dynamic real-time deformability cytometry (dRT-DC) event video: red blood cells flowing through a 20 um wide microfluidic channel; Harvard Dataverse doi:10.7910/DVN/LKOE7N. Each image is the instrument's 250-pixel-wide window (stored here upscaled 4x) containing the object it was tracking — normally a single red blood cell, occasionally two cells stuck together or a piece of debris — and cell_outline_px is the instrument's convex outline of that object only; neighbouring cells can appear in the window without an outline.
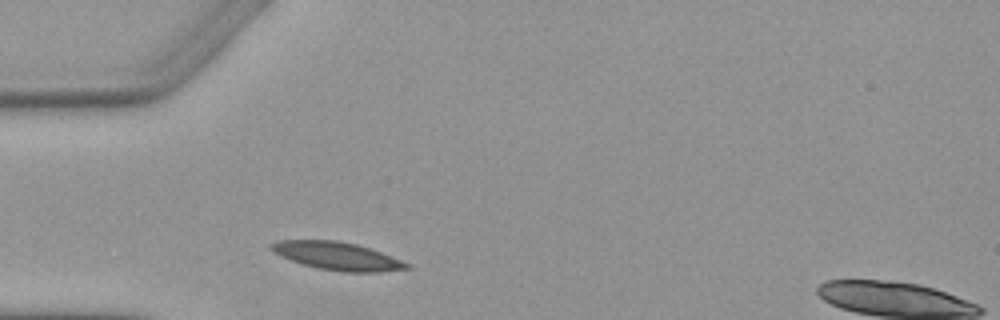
{"species": "Egyptian fruit bat (a non-hibernating species)", "species_latin": "Rousettus aegyptiacus", "temperature_condition": "warm", "stored_images_in_passage": 2, "segment_of_instrument_passage": [1, 2], "camera_frame_rate_fps": 3000, "um_per_image_px": 0.085, "animal": {"sex": "female"}, "frame": {"image": 1, "passage_image": 1, "time_ms": 0.0, "image_size_px": [1000, 320], "cell_outline_px": [[412, 268], [380, 272], [340, 272], [316, 268], [280, 256], [272, 252], [268, 248], [276, 240], [336, 240], [356, 244], [392, 256], [412, 264]], "centroid_in_image_um": [28.68, 21.77], "position_along_channel_um": 56.3, "area_um2": 22.2}}